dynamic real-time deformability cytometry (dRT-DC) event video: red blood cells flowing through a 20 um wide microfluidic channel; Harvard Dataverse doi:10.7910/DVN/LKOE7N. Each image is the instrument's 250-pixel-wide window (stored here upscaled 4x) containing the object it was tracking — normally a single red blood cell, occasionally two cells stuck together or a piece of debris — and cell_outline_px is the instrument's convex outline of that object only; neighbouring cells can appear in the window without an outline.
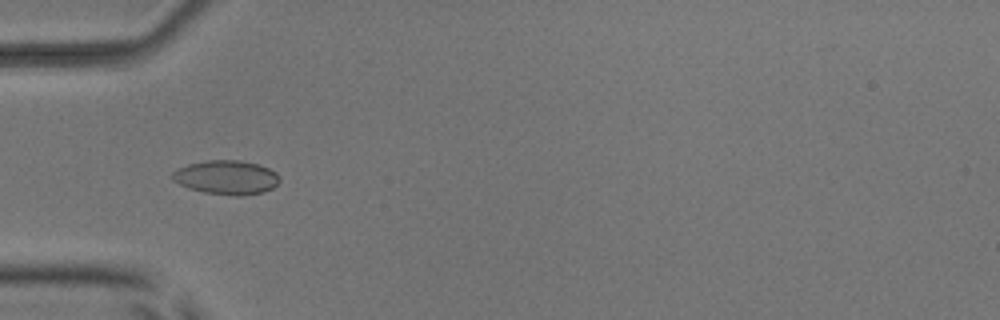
{"species": "common noctule bat (a hibernating species)", "species_latin": "Nyctalus noctula", "temperature_condition": "room temperature", "stored_images_in_passage": 8, "camera_frame_rate_fps": 3000, "um_per_image_px": 0.085, "animal": {"sex": "male", "body_mass_g": 17.9, "forearm_length_mm": 54.2}, "frame": {"image": 1, "passage_image": 5, "time_ms": 4.667, "image_size_px": [1000, 320], "cell_outline_px": [[280, 180], [272, 188], [260, 192], [240, 196], [232, 196], [204, 192], [188, 188], [172, 180], [172, 172], [176, 168], [188, 164], [208, 160], [240, 160], [260, 164], [276, 172], [280, 176]], "centroid_in_image_um": [19.23, 15.07], "position_along_channel_um": 65.8, "area_um2": 21.39}}
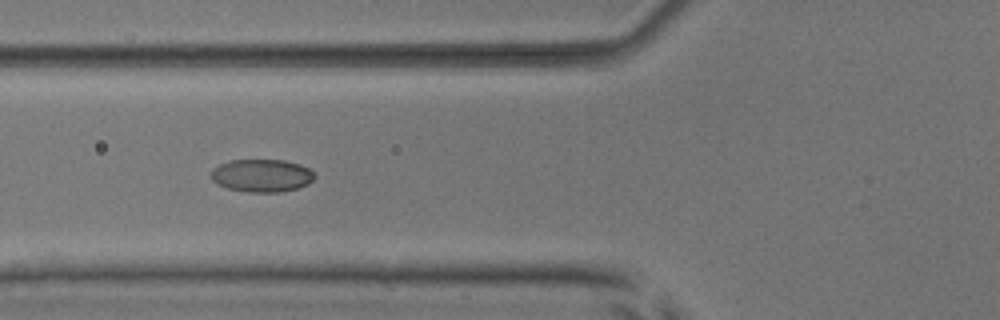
{"frame": {"image": 2, "passage_image": 6, "time_ms": 5.667, "image_size_px": [1000, 320], "cell_outline_px": [[316, 176], [308, 184], [296, 188], [280, 192], [248, 192], [228, 188], [216, 184], [212, 180], [212, 168], [220, 164], [232, 160], [284, 160], [300, 164], [308, 168]], "centroid_in_image_um": [22.24, 14.92], "position_along_channel_um": 103.6, "area_um2": 19.71}}
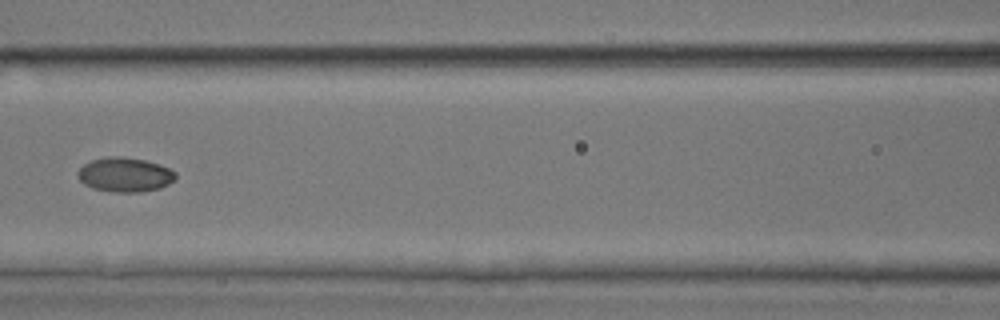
{"frame": {"image": 3, "passage_image": 7, "time_ms": 7.0, "image_size_px": [1000, 320], "cell_outline_px": [[176, 176], [168, 184], [160, 188], [140, 192], [112, 192], [92, 188], [84, 184], [76, 176], [76, 172], [84, 164], [92, 160], [108, 156], [120, 156], [144, 160], [168, 168], [176, 172]], "centroid_in_image_um": [10.57, 14.85], "position_along_channel_um": 156.0, "area_um2": 19.54}}